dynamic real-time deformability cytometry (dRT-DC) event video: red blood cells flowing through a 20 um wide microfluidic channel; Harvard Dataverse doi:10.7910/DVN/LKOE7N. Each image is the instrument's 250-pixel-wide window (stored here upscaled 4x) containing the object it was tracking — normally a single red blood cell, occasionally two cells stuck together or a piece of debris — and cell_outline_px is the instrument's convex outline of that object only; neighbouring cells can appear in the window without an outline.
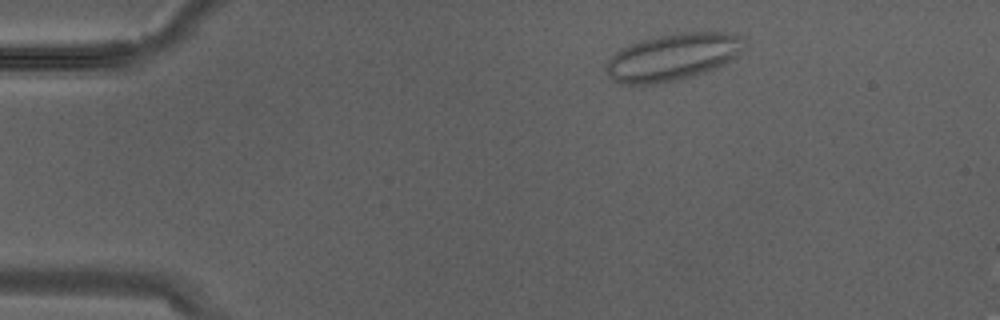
{"species": "Egyptian fruit bat (a non-hibernating species)", "species_latin": "Rousettus aegyptiacus", "temperature_condition": "warm", "stored_images_in_passage": 2, "camera_frame_rate_fps": 3000, "um_per_image_px": 0.085, "animal": {"sex": "male"}, "frame": {"image": 1, "passage_image": 1, "time_ms": 0.0, "image_size_px": [1000, 320], "cell_outline_px": [[740, 36], [736, 56], [724, 64], [716, 68], [680, 80], [656, 84], [620, 84], [612, 80], [604, 72], [604, 64], [620, 48], [640, 40], [660, 36], [684, 32], [736, 32]], "centroid_in_image_um": [57.07, 4.87], "position_along_channel_um": 27.9, "area_um2": 37.57}}